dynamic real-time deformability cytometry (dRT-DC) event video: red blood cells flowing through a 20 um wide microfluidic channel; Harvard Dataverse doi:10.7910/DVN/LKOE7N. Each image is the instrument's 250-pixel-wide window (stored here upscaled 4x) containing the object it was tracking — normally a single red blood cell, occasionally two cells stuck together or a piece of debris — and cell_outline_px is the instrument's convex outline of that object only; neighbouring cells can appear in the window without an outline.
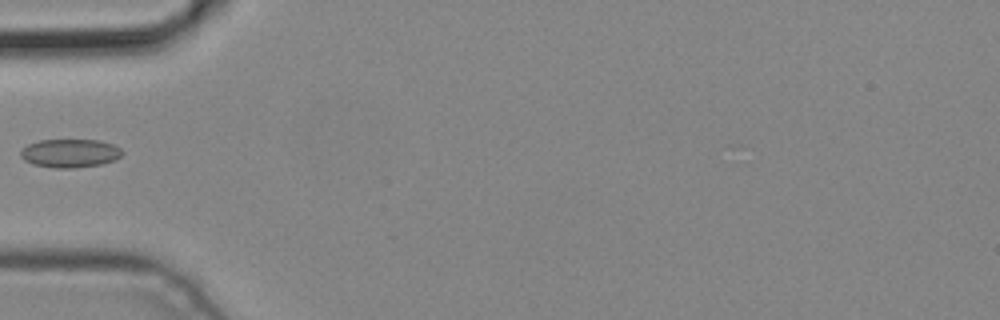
{"species": "common noctule bat (a hibernating species)", "species_latin": "Nyctalus noctula", "temperature_condition": "cold", "stored_images_in_passage": 4, "segment_of_instrument_passage": [2, 2], "camera_frame_rate_fps": 3000, "um_per_image_px": 0.085, "animal": {"sex": "male", "body_mass_g": 19.2, "forearm_length_mm": 51.8}, "frame": {"image": 1, "passage_image": 4, "time_ms": 1.0, "image_size_px": [1000, 320], "cell_outline_px": [[124, 152], [116, 160], [100, 164], [72, 168], [56, 168], [32, 164], [24, 160], [20, 156], [20, 152], [28, 144], [40, 140], [100, 140], [112, 144], [120, 148]], "centroid_in_image_um": [5.96, 13.02], "position_along_channel_um": 79.0, "area_um2": 16.82}}